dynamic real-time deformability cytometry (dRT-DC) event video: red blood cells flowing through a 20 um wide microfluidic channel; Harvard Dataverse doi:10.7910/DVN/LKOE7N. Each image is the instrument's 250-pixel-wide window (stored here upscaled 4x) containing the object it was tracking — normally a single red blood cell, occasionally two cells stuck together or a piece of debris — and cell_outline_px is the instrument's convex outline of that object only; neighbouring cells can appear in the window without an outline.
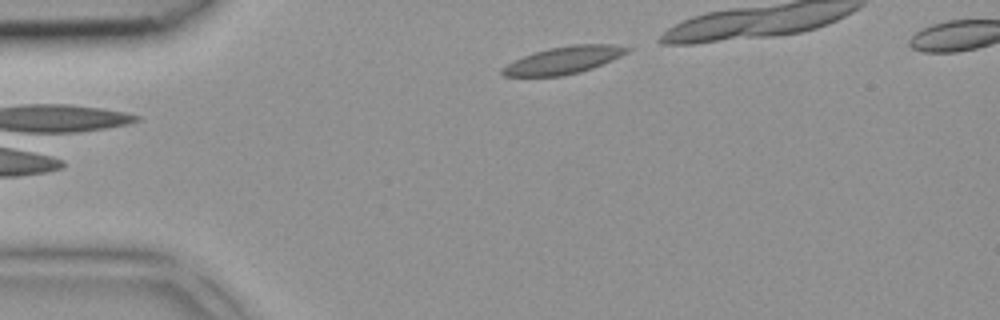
{"species": "common noctule bat (a hibernating species)", "species_latin": "Nyctalus noctula", "temperature_condition": "room temperature", "stored_images_in_passage": 4, "camera_frame_rate_fps": 3000, "um_per_image_px": 0.085, "animal": {"sex": "female", "body_mass_g": 18.4}, "frame": {"image": 1, "passage_image": 4, "time_ms": 1.0, "image_size_px": [1000, 320], "cell_outline_px": [[632, 48], [628, 52], [612, 60], [592, 68], [580, 72], [564, 76], [504, 76], [500, 72], [500, 68], [524, 56], [548, 48], [572, 44], [612, 44]], "centroid_in_image_um": [47.92, 5.11], "position_along_channel_um": 37.1, "area_um2": 19.77}}